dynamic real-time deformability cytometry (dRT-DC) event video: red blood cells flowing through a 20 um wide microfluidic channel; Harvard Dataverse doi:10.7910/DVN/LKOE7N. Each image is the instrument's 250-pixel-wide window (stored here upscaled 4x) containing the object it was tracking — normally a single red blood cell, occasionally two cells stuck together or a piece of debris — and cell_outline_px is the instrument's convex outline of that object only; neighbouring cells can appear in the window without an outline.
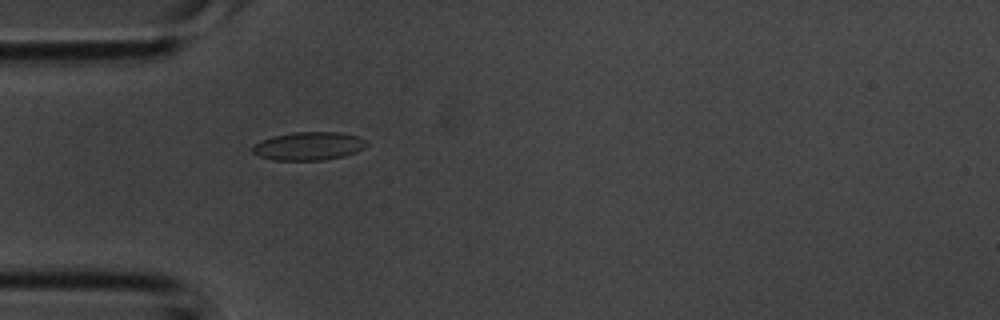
{"species": "common noctule bat (a hibernating species)", "species_latin": "Nyctalus noctula", "temperature_condition": "room temperature", "stored_images_in_passage": 1, "camera_frame_rate_fps": 3000, "um_per_image_px": 0.085, "animal": {"sex": "male", "body_mass_g": 20.1, "forearm_length_mm": 53.5}, "frame": {"image": 1, "passage_image": 1, "time_ms": 0.0, "image_size_px": [1000, 320], "cell_outline_px": [[368, 144], [364, 148], [356, 152], [344, 156], [324, 160], [272, 160], [260, 156], [252, 152], [252, 144], [260, 140], [272, 136], [292, 132], [336, 132], [356, 136], [368, 140]], "centroid_in_image_um": [26.22, 12.41], "position_along_channel_um": 58.8, "area_um2": 18.96}}